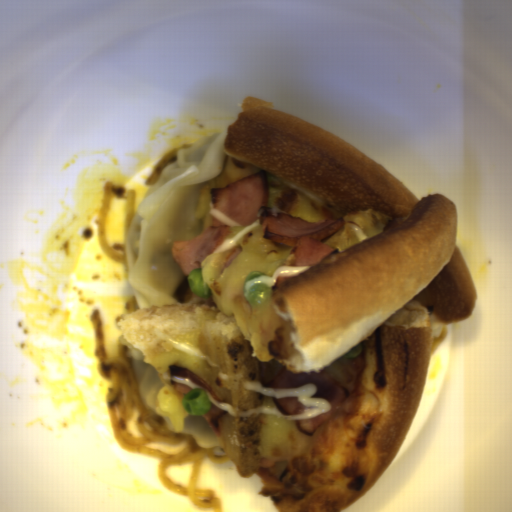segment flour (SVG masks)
I'll list each match as a JSON object with an SVG mask.
<instances>
[{
	"label": "flour",
	"instance_id": "obj_1",
	"mask_svg": "<svg viewBox=\"0 0 512 512\" xmlns=\"http://www.w3.org/2000/svg\"><path fill=\"white\" fill-rule=\"evenodd\" d=\"M227 131L179 149L162 177L148 190L133 216L125 242L132 293L140 308L178 305L174 289L186 275L173 254L174 241H188L205 229L195 215L202 184L215 180L227 160Z\"/></svg>",
	"mask_w": 512,
	"mask_h": 512
},
{
	"label": "flour",
	"instance_id": "obj_2",
	"mask_svg": "<svg viewBox=\"0 0 512 512\" xmlns=\"http://www.w3.org/2000/svg\"><path fill=\"white\" fill-rule=\"evenodd\" d=\"M118 341L129 356L139 397L144 404L154 407L158 412L159 396L165 382L149 362L143 361L145 356L124 337L122 332Z\"/></svg>",
	"mask_w": 512,
	"mask_h": 512
},
{
	"label": "flour",
	"instance_id": "obj_3",
	"mask_svg": "<svg viewBox=\"0 0 512 512\" xmlns=\"http://www.w3.org/2000/svg\"><path fill=\"white\" fill-rule=\"evenodd\" d=\"M183 431L194 437L197 444L205 449H214L220 445L218 435L215 436L211 426L203 416L184 417Z\"/></svg>",
	"mask_w": 512,
	"mask_h": 512
},
{
	"label": "flour",
	"instance_id": "obj_4",
	"mask_svg": "<svg viewBox=\"0 0 512 512\" xmlns=\"http://www.w3.org/2000/svg\"><path fill=\"white\" fill-rule=\"evenodd\" d=\"M161 417H162V419L164 421L165 428H168L170 430H175V428L173 426V423H172V421L169 418H166L164 416H161Z\"/></svg>",
	"mask_w": 512,
	"mask_h": 512
}]
</instances>
